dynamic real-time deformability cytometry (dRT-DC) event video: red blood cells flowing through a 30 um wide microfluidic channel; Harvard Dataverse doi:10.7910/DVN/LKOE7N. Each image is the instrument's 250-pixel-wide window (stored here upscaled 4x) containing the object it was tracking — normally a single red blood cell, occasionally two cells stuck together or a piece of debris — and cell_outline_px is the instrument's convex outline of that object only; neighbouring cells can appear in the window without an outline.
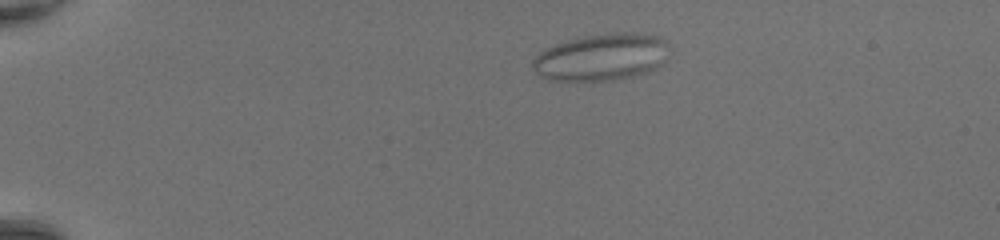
{"species": "common noctule bat (a hibernating species)", "species_latin": "Nyctalus noctula", "temperature_condition": "room temperature", "stored_images_in_passage": 47, "camera_frame_rate_fps": 3000, "um_per_image_px": 0.085, "animal": {"sex": "female", "body_mass_g": 20.0, "forearm_length_mm": 54.0}, "frame": {"image": 1, "passage_image": 7, "time_ms": 2.0, "image_size_px": [1000, 240], "cell_outline_px": [[668, 40], [660, 64], [656, 68], [632, 76], [612, 80], [552, 80], [540, 76], [532, 68], [532, 60], [540, 52], [556, 44], [584, 36], [624, 32], [632, 32], [660, 36]], "centroid_in_image_um": [51.09, 4.85], "position_along_channel_um": 33.9, "area_um2": 36.65}}
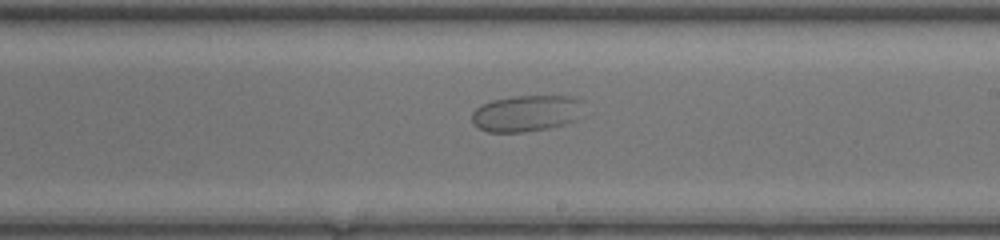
{"frame": {"image": 2, "passage_image": 28, "time_ms": 9.0, "image_size_px": [1000, 240], "cell_outline_px": [[580, 100], [576, 120], [564, 124], [548, 128], [524, 132], [488, 132], [472, 124], [472, 112], [476, 108], [492, 100], [516, 96], [572, 96]], "centroid_in_image_um": [44.67, 9.64], "position_along_channel_um": 244.3, "area_um2": 23.29}}
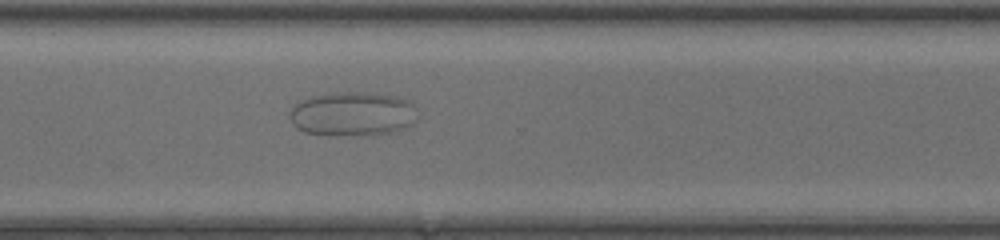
{"frame": {"image": 3, "passage_image": 35, "time_ms": 11.333, "image_size_px": [1000, 240], "cell_outline_px": [[416, 120], [412, 124], [404, 128], [392, 132], [364, 136], [328, 136], [304, 132], [296, 128], [292, 124], [288, 116], [288, 112], [300, 100], [312, 96], [332, 92], [364, 92], [396, 96], [408, 100], [412, 104]], "centroid_in_image_um": [29.9, 9.7], "position_along_channel_um": 340.7, "area_um2": 33.47}}